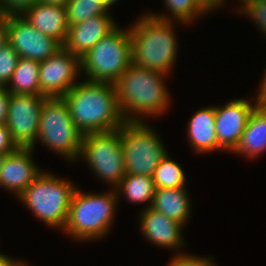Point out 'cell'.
Instances as JSON below:
<instances>
[{"mask_svg":"<svg viewBox=\"0 0 266 266\" xmlns=\"http://www.w3.org/2000/svg\"><path fill=\"white\" fill-rule=\"evenodd\" d=\"M137 220L140 221L138 223L140 232L143 234L142 236L151 245L170 249V251L173 249L174 251L172 252H177L176 256L187 254L183 250L187 241L184 239V234L182 233L184 231L182 224L168 218L162 212L154 210L151 207L142 208Z\"/></svg>","mask_w":266,"mask_h":266,"instance_id":"obj_14","label":"cell"},{"mask_svg":"<svg viewBox=\"0 0 266 266\" xmlns=\"http://www.w3.org/2000/svg\"><path fill=\"white\" fill-rule=\"evenodd\" d=\"M78 160L87 164L100 182L115 189L126 175L118 129L83 135Z\"/></svg>","mask_w":266,"mask_h":266,"instance_id":"obj_9","label":"cell"},{"mask_svg":"<svg viewBox=\"0 0 266 266\" xmlns=\"http://www.w3.org/2000/svg\"><path fill=\"white\" fill-rule=\"evenodd\" d=\"M80 74V58L62 47L39 64L40 95L63 97L79 82Z\"/></svg>","mask_w":266,"mask_h":266,"instance_id":"obj_11","label":"cell"},{"mask_svg":"<svg viewBox=\"0 0 266 266\" xmlns=\"http://www.w3.org/2000/svg\"><path fill=\"white\" fill-rule=\"evenodd\" d=\"M187 141L194 153L207 154L218 152L215 124V104L198 108L191 114L186 128Z\"/></svg>","mask_w":266,"mask_h":266,"instance_id":"obj_17","label":"cell"},{"mask_svg":"<svg viewBox=\"0 0 266 266\" xmlns=\"http://www.w3.org/2000/svg\"><path fill=\"white\" fill-rule=\"evenodd\" d=\"M188 191L187 188L156 189L150 207L185 227L192 215Z\"/></svg>","mask_w":266,"mask_h":266,"instance_id":"obj_20","label":"cell"},{"mask_svg":"<svg viewBox=\"0 0 266 266\" xmlns=\"http://www.w3.org/2000/svg\"><path fill=\"white\" fill-rule=\"evenodd\" d=\"M163 3L167 12H148L161 20L179 22V25H192L198 18L209 14L196 0H164Z\"/></svg>","mask_w":266,"mask_h":266,"instance_id":"obj_23","label":"cell"},{"mask_svg":"<svg viewBox=\"0 0 266 266\" xmlns=\"http://www.w3.org/2000/svg\"><path fill=\"white\" fill-rule=\"evenodd\" d=\"M19 54L7 44L0 51V87H7L16 69Z\"/></svg>","mask_w":266,"mask_h":266,"instance_id":"obj_27","label":"cell"},{"mask_svg":"<svg viewBox=\"0 0 266 266\" xmlns=\"http://www.w3.org/2000/svg\"><path fill=\"white\" fill-rule=\"evenodd\" d=\"M261 85L258 89L256 100L259 105L265 106L266 105V68L264 69V74L262 76V79L260 81Z\"/></svg>","mask_w":266,"mask_h":266,"instance_id":"obj_33","label":"cell"},{"mask_svg":"<svg viewBox=\"0 0 266 266\" xmlns=\"http://www.w3.org/2000/svg\"><path fill=\"white\" fill-rule=\"evenodd\" d=\"M39 64L35 60L19 57L6 89L12 94L40 95Z\"/></svg>","mask_w":266,"mask_h":266,"instance_id":"obj_21","label":"cell"},{"mask_svg":"<svg viewBox=\"0 0 266 266\" xmlns=\"http://www.w3.org/2000/svg\"><path fill=\"white\" fill-rule=\"evenodd\" d=\"M170 75L131 64L115 83L126 122H148L168 111L172 97L165 80ZM167 77V78H166Z\"/></svg>","mask_w":266,"mask_h":266,"instance_id":"obj_1","label":"cell"},{"mask_svg":"<svg viewBox=\"0 0 266 266\" xmlns=\"http://www.w3.org/2000/svg\"><path fill=\"white\" fill-rule=\"evenodd\" d=\"M20 259H13L11 256L7 254L0 253V266H16Z\"/></svg>","mask_w":266,"mask_h":266,"instance_id":"obj_35","label":"cell"},{"mask_svg":"<svg viewBox=\"0 0 266 266\" xmlns=\"http://www.w3.org/2000/svg\"><path fill=\"white\" fill-rule=\"evenodd\" d=\"M5 155H7V154H0V170L2 169V165H3L4 159H5Z\"/></svg>","mask_w":266,"mask_h":266,"instance_id":"obj_39","label":"cell"},{"mask_svg":"<svg viewBox=\"0 0 266 266\" xmlns=\"http://www.w3.org/2000/svg\"><path fill=\"white\" fill-rule=\"evenodd\" d=\"M117 25L99 40L82 58V72L86 80L115 84L132 64L131 37L127 28Z\"/></svg>","mask_w":266,"mask_h":266,"instance_id":"obj_6","label":"cell"},{"mask_svg":"<svg viewBox=\"0 0 266 266\" xmlns=\"http://www.w3.org/2000/svg\"><path fill=\"white\" fill-rule=\"evenodd\" d=\"M82 137L63 97H46L40 114L39 133L31 148L35 150L37 143H41L68 163H77Z\"/></svg>","mask_w":266,"mask_h":266,"instance_id":"obj_7","label":"cell"},{"mask_svg":"<svg viewBox=\"0 0 266 266\" xmlns=\"http://www.w3.org/2000/svg\"><path fill=\"white\" fill-rule=\"evenodd\" d=\"M17 148L6 125H0V154L11 153Z\"/></svg>","mask_w":266,"mask_h":266,"instance_id":"obj_30","label":"cell"},{"mask_svg":"<svg viewBox=\"0 0 266 266\" xmlns=\"http://www.w3.org/2000/svg\"><path fill=\"white\" fill-rule=\"evenodd\" d=\"M8 44L6 16L0 17V51Z\"/></svg>","mask_w":266,"mask_h":266,"instance_id":"obj_34","label":"cell"},{"mask_svg":"<svg viewBox=\"0 0 266 266\" xmlns=\"http://www.w3.org/2000/svg\"><path fill=\"white\" fill-rule=\"evenodd\" d=\"M214 261L215 259L212 255L201 257L189 253L182 256L174 254L167 266H218Z\"/></svg>","mask_w":266,"mask_h":266,"instance_id":"obj_28","label":"cell"},{"mask_svg":"<svg viewBox=\"0 0 266 266\" xmlns=\"http://www.w3.org/2000/svg\"><path fill=\"white\" fill-rule=\"evenodd\" d=\"M118 198L125 196L128 202L147 205L152 204L156 190L152 177L145 175L126 174L115 188ZM123 194V195H122Z\"/></svg>","mask_w":266,"mask_h":266,"instance_id":"obj_22","label":"cell"},{"mask_svg":"<svg viewBox=\"0 0 266 266\" xmlns=\"http://www.w3.org/2000/svg\"><path fill=\"white\" fill-rule=\"evenodd\" d=\"M34 149L18 147L5 155L0 170V188L18 196L44 171L34 161Z\"/></svg>","mask_w":266,"mask_h":266,"instance_id":"obj_15","label":"cell"},{"mask_svg":"<svg viewBox=\"0 0 266 266\" xmlns=\"http://www.w3.org/2000/svg\"><path fill=\"white\" fill-rule=\"evenodd\" d=\"M6 26L8 44L19 57L42 62L63 47L33 27L22 15H7Z\"/></svg>","mask_w":266,"mask_h":266,"instance_id":"obj_12","label":"cell"},{"mask_svg":"<svg viewBox=\"0 0 266 266\" xmlns=\"http://www.w3.org/2000/svg\"><path fill=\"white\" fill-rule=\"evenodd\" d=\"M138 17L129 26L132 63L171 75L179 57L178 36L175 33L179 22L158 19L147 11Z\"/></svg>","mask_w":266,"mask_h":266,"instance_id":"obj_3","label":"cell"},{"mask_svg":"<svg viewBox=\"0 0 266 266\" xmlns=\"http://www.w3.org/2000/svg\"><path fill=\"white\" fill-rule=\"evenodd\" d=\"M88 193L77 185L68 211V218L63 234L73 241L93 242L110 235L118 204L116 190Z\"/></svg>","mask_w":266,"mask_h":266,"instance_id":"obj_4","label":"cell"},{"mask_svg":"<svg viewBox=\"0 0 266 266\" xmlns=\"http://www.w3.org/2000/svg\"><path fill=\"white\" fill-rule=\"evenodd\" d=\"M155 130L147 122H125L118 129L126 174L152 177L167 155L168 149Z\"/></svg>","mask_w":266,"mask_h":266,"instance_id":"obj_8","label":"cell"},{"mask_svg":"<svg viewBox=\"0 0 266 266\" xmlns=\"http://www.w3.org/2000/svg\"><path fill=\"white\" fill-rule=\"evenodd\" d=\"M258 105L255 98L231 99L215 106V124L218 151L233 152L246 128L251 112Z\"/></svg>","mask_w":266,"mask_h":266,"instance_id":"obj_13","label":"cell"},{"mask_svg":"<svg viewBox=\"0 0 266 266\" xmlns=\"http://www.w3.org/2000/svg\"><path fill=\"white\" fill-rule=\"evenodd\" d=\"M22 16L41 33L64 45L69 29L65 6L39 1L28 8Z\"/></svg>","mask_w":266,"mask_h":266,"instance_id":"obj_18","label":"cell"},{"mask_svg":"<svg viewBox=\"0 0 266 266\" xmlns=\"http://www.w3.org/2000/svg\"><path fill=\"white\" fill-rule=\"evenodd\" d=\"M210 15L218 8L224 7L226 0H196ZM215 10V11H214Z\"/></svg>","mask_w":266,"mask_h":266,"instance_id":"obj_32","label":"cell"},{"mask_svg":"<svg viewBox=\"0 0 266 266\" xmlns=\"http://www.w3.org/2000/svg\"><path fill=\"white\" fill-rule=\"evenodd\" d=\"M39 0H0V17L7 15H22Z\"/></svg>","mask_w":266,"mask_h":266,"instance_id":"obj_29","label":"cell"},{"mask_svg":"<svg viewBox=\"0 0 266 266\" xmlns=\"http://www.w3.org/2000/svg\"><path fill=\"white\" fill-rule=\"evenodd\" d=\"M266 152V108L257 105L251 112L241 139L232 152L253 160Z\"/></svg>","mask_w":266,"mask_h":266,"instance_id":"obj_19","label":"cell"},{"mask_svg":"<svg viewBox=\"0 0 266 266\" xmlns=\"http://www.w3.org/2000/svg\"><path fill=\"white\" fill-rule=\"evenodd\" d=\"M16 266H32L29 264V262L25 261V260H20Z\"/></svg>","mask_w":266,"mask_h":266,"instance_id":"obj_38","label":"cell"},{"mask_svg":"<svg viewBox=\"0 0 266 266\" xmlns=\"http://www.w3.org/2000/svg\"><path fill=\"white\" fill-rule=\"evenodd\" d=\"M68 25L86 21L98 15H111L102 0H69L65 5Z\"/></svg>","mask_w":266,"mask_h":266,"instance_id":"obj_25","label":"cell"},{"mask_svg":"<svg viewBox=\"0 0 266 266\" xmlns=\"http://www.w3.org/2000/svg\"><path fill=\"white\" fill-rule=\"evenodd\" d=\"M170 155L167 153L153 173L152 178L156 189L187 188L184 169Z\"/></svg>","mask_w":266,"mask_h":266,"instance_id":"obj_24","label":"cell"},{"mask_svg":"<svg viewBox=\"0 0 266 266\" xmlns=\"http://www.w3.org/2000/svg\"><path fill=\"white\" fill-rule=\"evenodd\" d=\"M239 8L236 7L238 15H246L245 17L252 20L251 22L266 36V1L263 0H238Z\"/></svg>","mask_w":266,"mask_h":266,"instance_id":"obj_26","label":"cell"},{"mask_svg":"<svg viewBox=\"0 0 266 266\" xmlns=\"http://www.w3.org/2000/svg\"><path fill=\"white\" fill-rule=\"evenodd\" d=\"M111 15L93 16L86 21L70 25L63 47L73 55L82 58L104 36L118 24Z\"/></svg>","mask_w":266,"mask_h":266,"instance_id":"obj_16","label":"cell"},{"mask_svg":"<svg viewBox=\"0 0 266 266\" xmlns=\"http://www.w3.org/2000/svg\"><path fill=\"white\" fill-rule=\"evenodd\" d=\"M39 1L51 5L65 6L69 0H39Z\"/></svg>","mask_w":266,"mask_h":266,"instance_id":"obj_36","label":"cell"},{"mask_svg":"<svg viewBox=\"0 0 266 266\" xmlns=\"http://www.w3.org/2000/svg\"><path fill=\"white\" fill-rule=\"evenodd\" d=\"M119 0H102V2L106 5V7L111 10L112 8Z\"/></svg>","mask_w":266,"mask_h":266,"instance_id":"obj_37","label":"cell"},{"mask_svg":"<svg viewBox=\"0 0 266 266\" xmlns=\"http://www.w3.org/2000/svg\"><path fill=\"white\" fill-rule=\"evenodd\" d=\"M43 95L10 94L5 123L17 147L31 148L39 133Z\"/></svg>","mask_w":266,"mask_h":266,"instance_id":"obj_10","label":"cell"},{"mask_svg":"<svg viewBox=\"0 0 266 266\" xmlns=\"http://www.w3.org/2000/svg\"><path fill=\"white\" fill-rule=\"evenodd\" d=\"M76 188L77 184L70 179L45 170L17 199L37 220H40L39 222L47 225L46 227L63 231Z\"/></svg>","mask_w":266,"mask_h":266,"instance_id":"obj_5","label":"cell"},{"mask_svg":"<svg viewBox=\"0 0 266 266\" xmlns=\"http://www.w3.org/2000/svg\"><path fill=\"white\" fill-rule=\"evenodd\" d=\"M10 94L6 87H0V125L7 121Z\"/></svg>","mask_w":266,"mask_h":266,"instance_id":"obj_31","label":"cell"},{"mask_svg":"<svg viewBox=\"0 0 266 266\" xmlns=\"http://www.w3.org/2000/svg\"><path fill=\"white\" fill-rule=\"evenodd\" d=\"M63 99L83 135L113 131L126 122L118 104L115 84L84 79L77 82Z\"/></svg>","mask_w":266,"mask_h":266,"instance_id":"obj_2","label":"cell"}]
</instances>
